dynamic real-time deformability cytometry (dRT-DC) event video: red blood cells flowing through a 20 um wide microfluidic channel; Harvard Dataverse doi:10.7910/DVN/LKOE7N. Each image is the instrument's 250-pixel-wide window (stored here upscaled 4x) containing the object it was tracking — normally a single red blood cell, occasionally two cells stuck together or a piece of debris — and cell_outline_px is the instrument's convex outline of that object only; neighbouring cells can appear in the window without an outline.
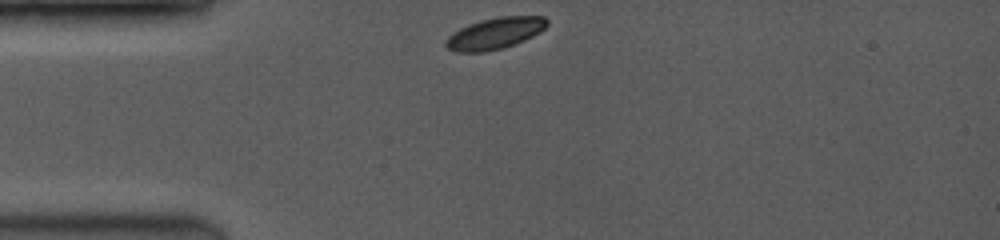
{"species": "common noctule bat (a hibernating species)", "species_latin": "Nyctalus noctula", "temperature_condition": "room temperature", "stored_images_in_passage": 6, "camera_frame_rate_fps": 3500, "um_per_image_px": 0.085, "animal": {"sex": "female", "body_mass_g": 19.0, "forearm_length_mm": 53.3}, "frame": {"image": 1, "passage_image": 1, "time_ms": 0.0, "image_size_px": [1000, 240], "cell_outline_px": [[548, 24], [540, 32], [516, 44], [504, 48], [480, 52], [456, 52], [448, 48], [444, 44], [444, 40], [452, 32], [468, 24], [480, 20], [500, 16], [544, 16], [548, 20]], "centroid_in_image_um": [42.05, 2.83], "position_along_channel_um": 42.9, "area_um2": 18.67}}
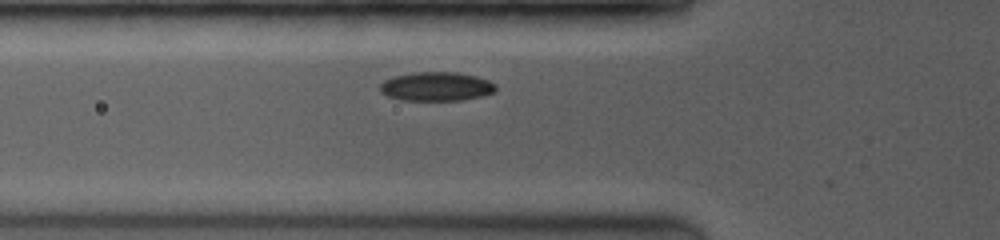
{"frame": {"image": 2, "passage_image": 5, "time_ms": 1.714, "image_size_px": [1000, 240], "cell_outline_px": [[496, 88], [492, 92], [484, 96], [464, 100], [400, 100], [388, 96], [380, 92], [380, 84], [384, 80], [392, 76], [412, 72], [456, 72], [476, 76], [488, 80], [496, 84]], "centroid_in_image_um": [37.07, 7.35], "position_along_channel_um": 88.7, "area_um2": 19.71}}